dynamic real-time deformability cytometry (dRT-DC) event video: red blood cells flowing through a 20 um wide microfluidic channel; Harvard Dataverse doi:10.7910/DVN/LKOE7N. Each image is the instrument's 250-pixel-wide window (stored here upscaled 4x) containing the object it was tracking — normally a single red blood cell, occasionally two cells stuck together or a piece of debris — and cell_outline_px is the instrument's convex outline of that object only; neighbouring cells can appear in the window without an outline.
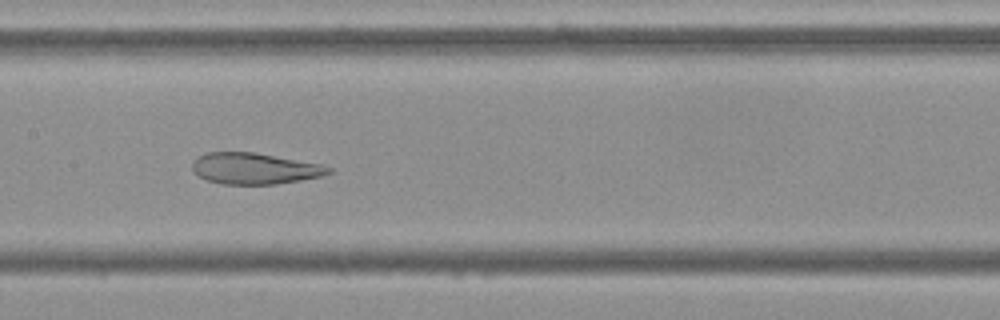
{"species": "Egyptian fruit bat (a non-hibernating species)", "species_latin": "Rousettus aegyptiacus", "temperature_condition": "cold", "stored_images_in_passage": 46, "camera_frame_rate_fps": 3000, "um_per_image_px": 0.085, "frame": {"image": 1, "passage_image": 26, "time_ms": 8.333, "image_size_px": [1000, 320], "cell_outline_px": [[332, 172], [320, 176], [300, 180], [276, 184], [220, 184], [208, 180], [192, 172], [192, 160], [208, 152], [252, 152], [324, 164], [332, 168]], "centroid_in_image_um": [21.64, 14.32], "position_along_channel_um": 185.8, "area_um2": 24.8}}
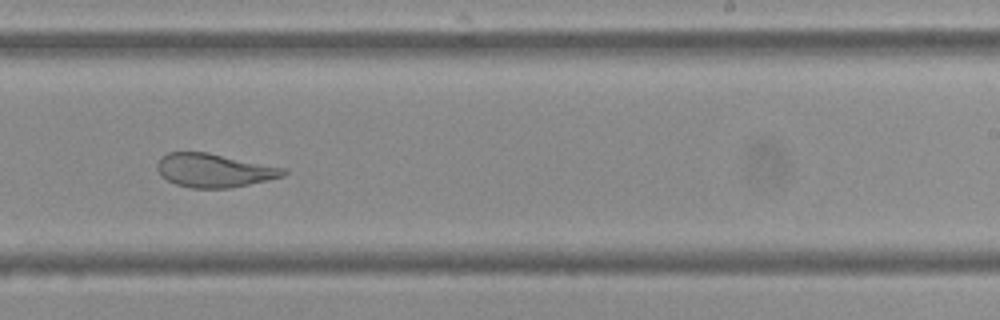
{"frame": {"image": 2, "passage_image": 33, "time_ms": 10.667, "image_size_px": [1000, 320], "cell_outline_px": [[288, 172], [284, 176], [268, 180], [228, 188], [192, 188], [176, 184], [160, 176], [156, 168], [156, 164], [160, 156], [168, 152], [208, 152], [288, 168]], "centroid_in_image_um": [18.2, 14.47], "position_along_channel_um": 270.8, "area_um2": 25.03}}
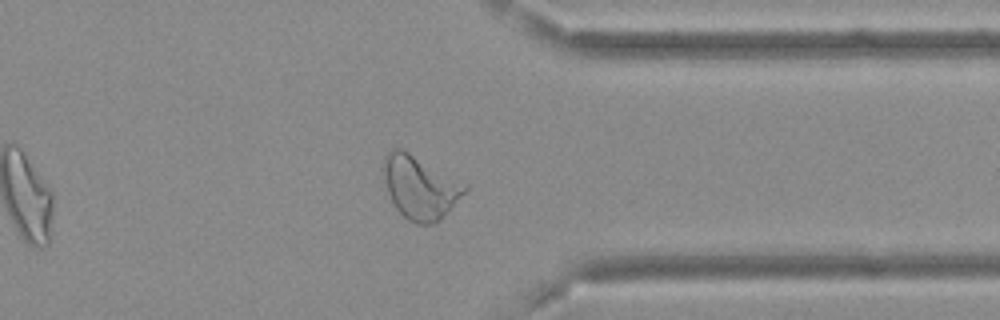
{"frame": {"image": 3, "passage_image": 42, "time_ms": 13.667, "image_size_px": [1000, 320], "cell_outline_px": [[468, 188], [440, 220], [436, 224], [416, 224], [408, 220], [396, 208], [388, 192], [380, 168], [380, 164], [384, 156], [392, 148], [400, 148], [408, 152], [468, 184]], "centroid_in_image_um": [35.66, 15.91], "position_along_channel_um": 375.7, "area_um2": 29.94}, "authors_computed_cell_mechanics": {"area_um2": 29.8248, "velocity_mm_per_s": 3.6539, "shape_relaxation_time_tau1_ms": null, "shape_relaxation_time_tau2_ms": 1.8261, "deformation_change_tau1": null, "deformation_change_tau2": 0.0954}}